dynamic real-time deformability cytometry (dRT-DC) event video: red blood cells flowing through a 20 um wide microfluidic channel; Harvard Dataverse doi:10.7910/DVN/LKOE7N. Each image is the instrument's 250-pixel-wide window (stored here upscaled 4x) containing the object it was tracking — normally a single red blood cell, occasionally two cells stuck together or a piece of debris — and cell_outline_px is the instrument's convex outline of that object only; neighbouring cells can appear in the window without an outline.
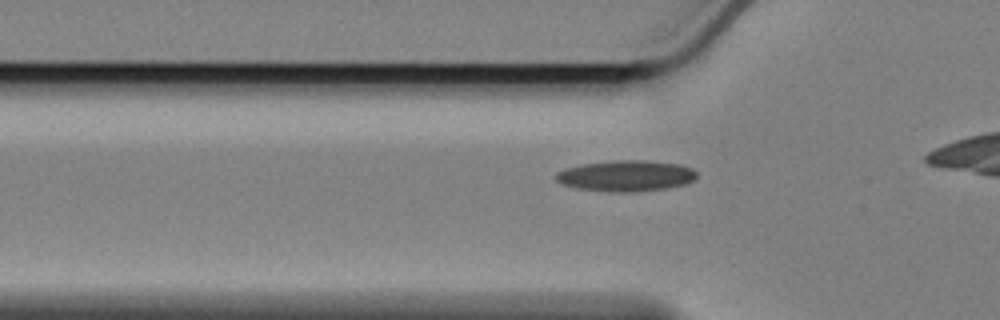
{"species": "Egyptian fruit bat (a non-hibernating species)", "species_latin": "Rousettus aegyptiacus", "temperature_condition": "cold", "stored_images_in_passage": 32, "camera_frame_rate_fps": 3000, "um_per_image_px": 0.085, "animal": {"sex": "female"}, "frame": {"image": 1, "passage_image": 3, "time_ms": 0.667, "image_size_px": [1000, 320], "cell_outline_px": [[696, 180], [688, 184], [668, 188], [632, 192], [616, 192], [576, 188], [564, 184], [556, 180], [556, 172], [564, 168], [580, 164], [612, 160], [648, 160], [680, 164], [692, 168], [696, 172]], "centroid_in_image_um": [53.24, 14.93], "position_along_channel_um": 72.6, "area_um2": 25.72}}
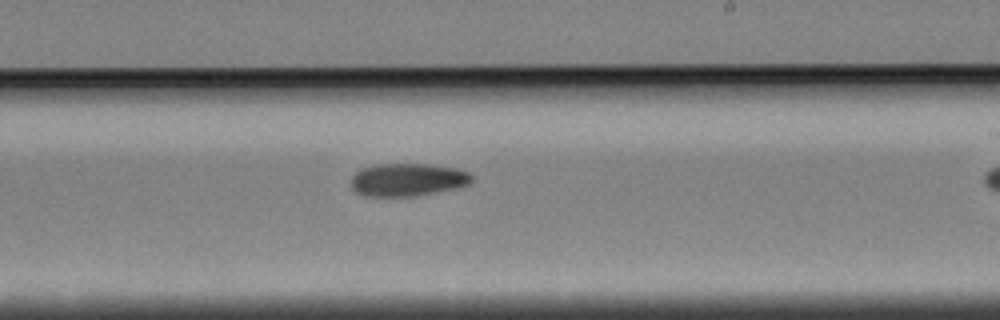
{"frame": {"image": 2, "passage_image": 19, "time_ms": 6.0, "image_size_px": [1000, 320], "cell_outline_px": [[472, 180], [468, 184], [456, 188], [416, 196], [364, 196], [356, 192], [352, 188], [352, 176], [360, 168], [376, 164], [428, 164], [456, 168], [468, 172], [472, 176]], "centroid_in_image_um": [34.63, 15.27], "position_along_channel_um": 254.4, "area_um2": 23.12}}
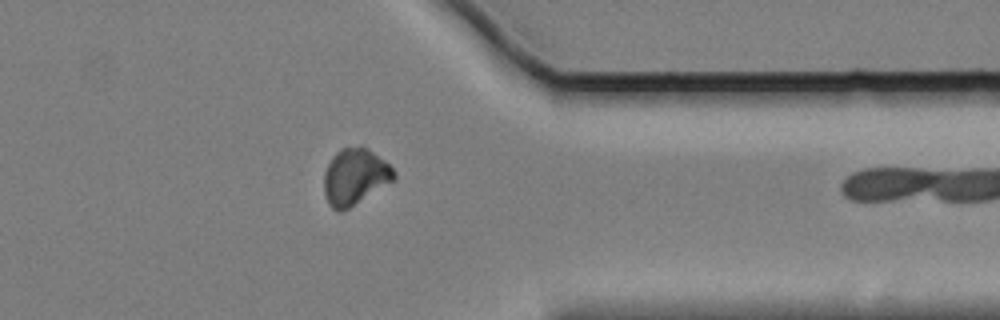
{"frame": {"image": 3, "passage_image": 31, "time_ms": 10.0, "image_size_px": [1000, 320], "cell_outline_px": [[396, 176], [392, 180], [348, 208], [340, 212], [336, 212], [328, 204], [324, 192], [324, 172], [332, 156], [340, 148], [360, 144], [368, 148], [384, 160], [396, 172]], "centroid_in_image_um": [30.13, 14.98], "position_along_channel_um": 381.3, "area_um2": 22.83}}